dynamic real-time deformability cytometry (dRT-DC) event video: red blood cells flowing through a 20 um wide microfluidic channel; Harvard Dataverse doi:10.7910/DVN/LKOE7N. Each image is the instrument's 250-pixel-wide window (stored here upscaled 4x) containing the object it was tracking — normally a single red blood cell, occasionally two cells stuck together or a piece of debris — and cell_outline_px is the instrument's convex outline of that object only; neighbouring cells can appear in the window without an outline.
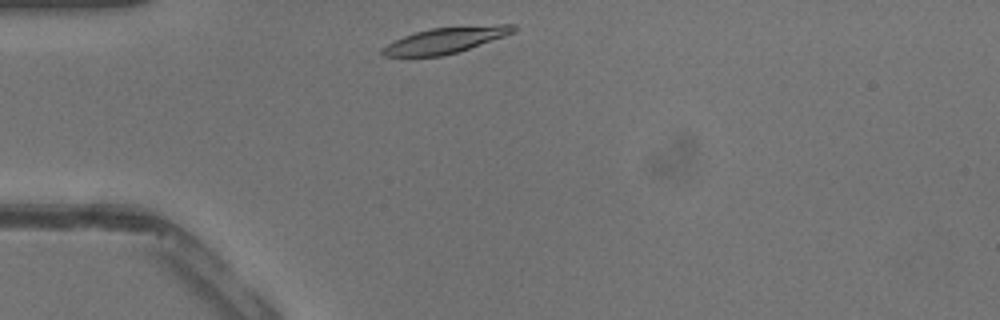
{"species": "common noctule bat (a hibernating species)", "species_latin": "Nyctalus noctula", "temperature_condition": "warm", "stored_images_in_passage": 31, "camera_frame_rate_fps": 3000, "um_per_image_px": 0.085, "animal": {"sex": "male", "body_mass_g": 13.3}, "frame": {"image": 1, "passage_image": 1, "time_ms": 0.0, "image_size_px": [1000, 320], "cell_outline_px": [[516, 32], [456, 52], [440, 56], [384, 56], [380, 52], [380, 48], [404, 36], [416, 32], [432, 28], [496, 24], [516, 24]], "centroid_in_image_um": [37.88, 3.41], "position_along_channel_um": 47.1, "area_um2": 19.48}}
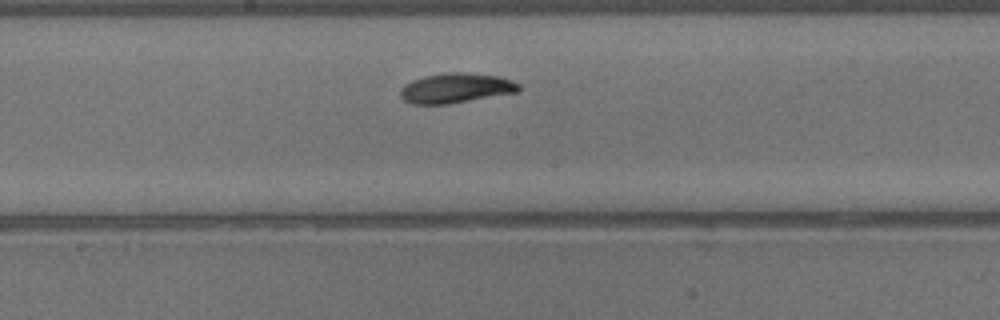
{"frame": {"image": 2, "passage_image": 12, "time_ms": 3.667, "image_size_px": [1000, 320], "cell_outline_px": [[520, 92], [448, 104], [412, 104], [404, 100], [400, 96], [400, 88], [404, 84], [412, 80], [424, 76], [444, 72], [468, 72], [500, 76], [512, 80], [520, 84]], "centroid_in_image_um": [38.77, 7.48], "position_along_channel_um": 209.4, "area_um2": 20.98}}
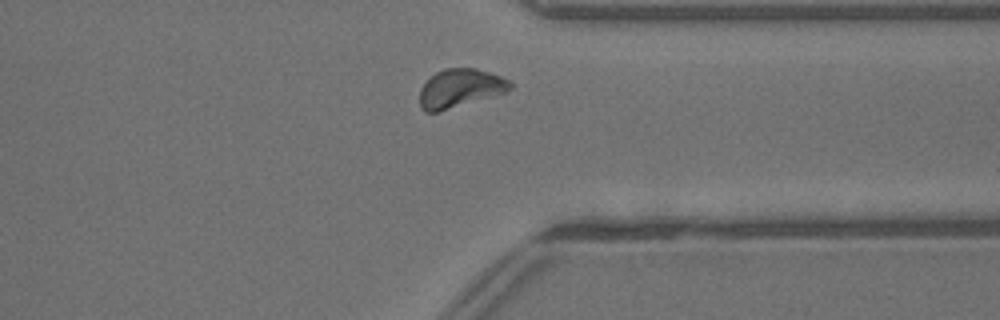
{"frame": {"image": 3, "passage_image": 22, "time_ms": 7.0, "image_size_px": [1000, 320], "cell_outline_px": [[516, 84], [508, 92], [436, 112], [424, 112], [420, 108], [420, 88], [436, 72], [444, 68], [476, 68], [500, 76]], "centroid_in_image_um": [39.14, 7.5], "position_along_channel_um": 372.3, "area_um2": 20.29}}